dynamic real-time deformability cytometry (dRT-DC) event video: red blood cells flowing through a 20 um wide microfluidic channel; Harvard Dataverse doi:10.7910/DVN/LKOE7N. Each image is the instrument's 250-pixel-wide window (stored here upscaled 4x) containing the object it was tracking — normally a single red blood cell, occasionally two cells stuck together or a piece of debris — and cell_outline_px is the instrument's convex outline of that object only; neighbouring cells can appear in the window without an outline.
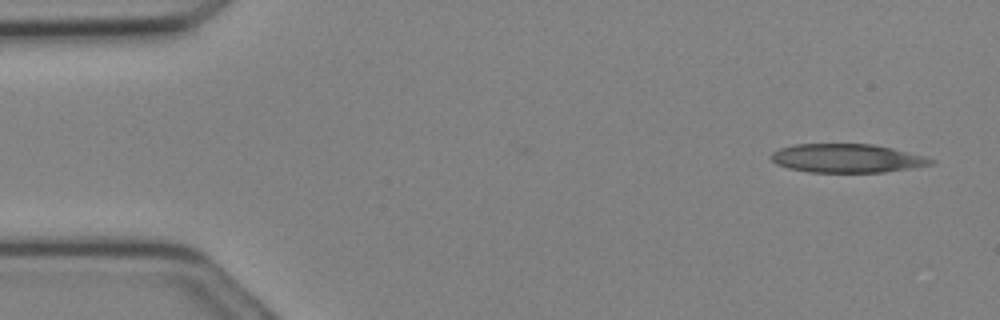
{"species": "Egyptian fruit bat (a non-hibernating species)", "species_latin": "Rousettus aegyptiacus", "temperature_condition": "cold", "stored_images_in_passage": 15, "camera_frame_rate_fps": 3000, "um_per_image_px": 0.085, "animal": {"sex": "female"}, "frame": {"image": 1, "passage_image": 1, "time_ms": 0.0, "image_size_px": [1000, 320], "cell_outline_px": [[936, 164], [912, 168], [884, 172], [808, 172], [788, 168], [776, 164], [772, 160], [772, 152], [780, 148], [796, 144], [872, 144], [892, 148], [924, 156], [936, 160]], "centroid_in_image_um": [72.02, 13.46], "position_along_channel_um": 13.0, "area_um2": 26.7}}
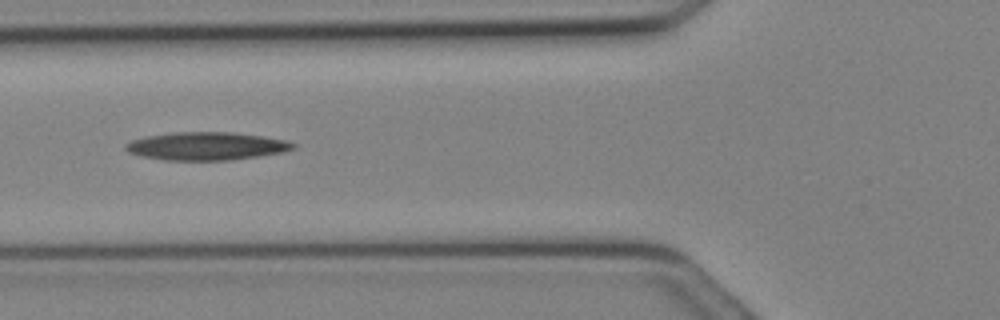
{"frame": {"image": 2, "passage_image": 10, "time_ms": 3.0, "image_size_px": [1000, 320], "cell_outline_px": [[296, 148], [284, 152], [260, 156], [232, 160], [164, 160], [144, 156], [128, 152], [124, 148], [124, 144], [132, 140], [148, 136], [172, 132], [232, 132], [288, 140], [296, 144]], "centroid_in_image_um": [17.58, 12.42], "position_along_channel_um": 108.2, "area_um2": 27.4}}
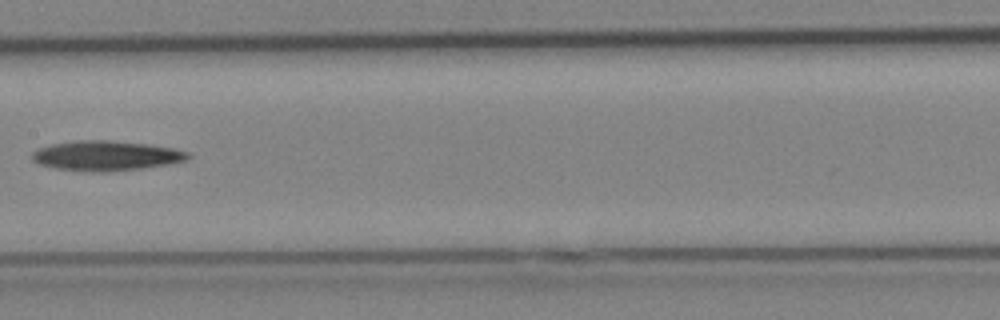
{"frame": {"image": 3, "passage_image": 14, "time_ms": 4.333, "image_size_px": [1000, 320], "cell_outline_px": [[192, 156], [188, 160], [168, 164], [140, 168], [108, 172], [88, 172], [56, 168], [36, 164], [32, 160], [32, 152], [36, 148], [52, 144], [72, 140], [108, 140], [144, 144], [172, 148], [188, 152]], "centroid_in_image_um": [8.96, 13.24], "position_along_channel_um": 198.4, "area_um2": 27.28}}